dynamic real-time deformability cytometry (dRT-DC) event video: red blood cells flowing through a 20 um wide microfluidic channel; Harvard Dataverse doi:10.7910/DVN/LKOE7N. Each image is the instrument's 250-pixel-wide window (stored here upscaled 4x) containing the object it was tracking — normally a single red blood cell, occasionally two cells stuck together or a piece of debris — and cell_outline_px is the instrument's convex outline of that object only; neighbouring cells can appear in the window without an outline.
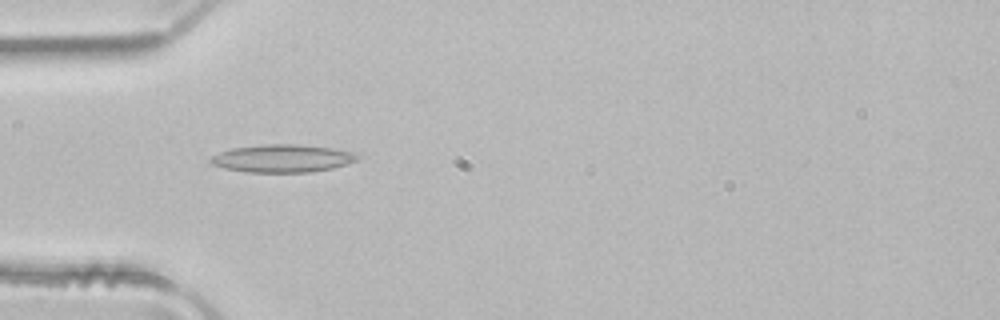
{"species": "common noctule bat (a hibernating species)", "species_latin": "Nyctalus noctula", "temperature_condition": "room temperature", "stored_images_in_passage": 4, "camera_frame_rate_fps": 3000, "um_per_image_px": 0.085, "animal": {"sex": "male", "body_mass_g": 21.5, "forearm_length_mm": 52.0}, "frame": {"image": 1, "passage_image": 3, "time_ms": 0.667, "image_size_px": [1000, 320], "cell_outline_px": [[364, 156], [356, 160], [332, 168], [308, 172], [244, 172], [224, 168], [212, 164], [208, 160], [212, 156], [220, 152], [232, 148], [260, 144], [300, 144], [332, 148], [356, 152]], "centroid_in_image_um": [24.02, 13.45], "position_along_channel_um": 61.0, "area_um2": 23.93}}
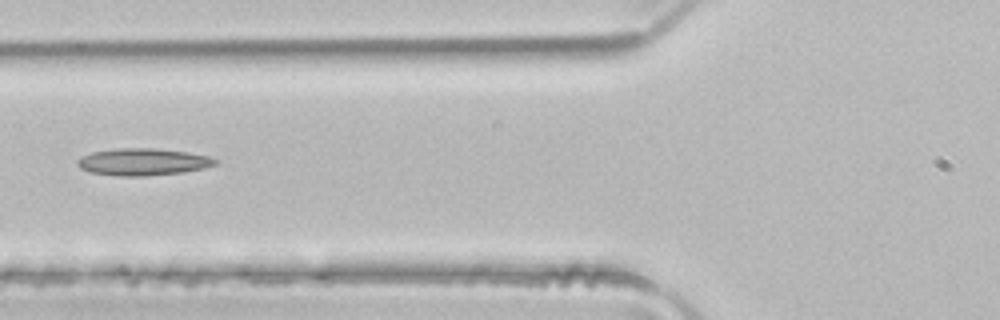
{"frame": {"image": 2, "passage_image": 4, "time_ms": 1.0, "image_size_px": [1000, 320], "cell_outline_px": [[216, 164], [204, 168], [180, 172], [144, 176], [116, 176], [92, 172], [80, 168], [76, 164], [76, 160], [92, 152], [116, 148], [152, 148], [188, 152], [208, 156], [216, 160]], "centroid_in_image_um": [12.11, 13.76], "position_along_channel_um": 113.7, "area_um2": 21.5}}